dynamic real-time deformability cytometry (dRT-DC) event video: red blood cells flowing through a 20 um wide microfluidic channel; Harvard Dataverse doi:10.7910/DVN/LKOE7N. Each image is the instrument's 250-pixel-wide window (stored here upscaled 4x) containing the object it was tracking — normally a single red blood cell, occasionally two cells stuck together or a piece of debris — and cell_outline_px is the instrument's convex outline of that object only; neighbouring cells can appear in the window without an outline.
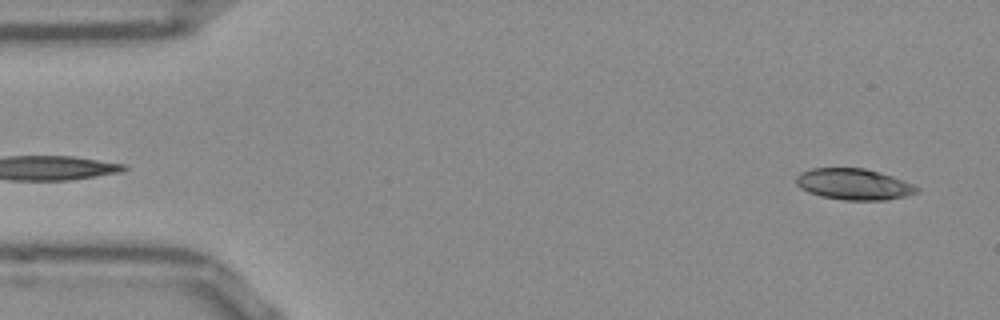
{"species": "Egyptian fruit bat (a non-hibernating species)", "species_latin": "Rousettus aegyptiacus", "temperature_condition": "room temperature", "stored_images_in_passage": 51, "camera_frame_rate_fps": 3000, "um_per_image_px": 0.085, "frame": {"image": 1, "passage_image": 2, "time_ms": 0.333, "image_size_px": [1000, 320], "cell_outline_px": [[920, 192], [888, 200], [844, 200], [820, 196], [808, 192], [800, 188], [796, 184], [796, 176], [800, 172], [812, 168], [864, 168], [892, 176], [912, 184], [920, 188]], "centroid_in_image_um": [72.55, 15.66], "position_along_channel_um": 12.4, "area_um2": 21.96}}
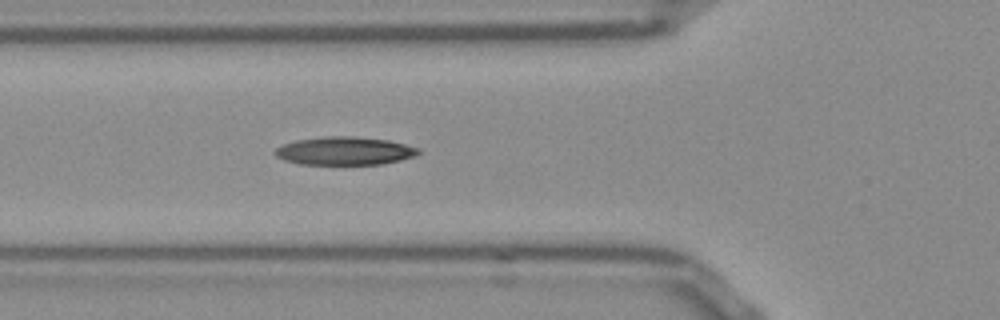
{"frame": {"image": 2, "passage_image": 17, "time_ms": 5.333, "image_size_px": [1000, 320], "cell_outline_px": [[420, 152], [416, 156], [384, 164], [300, 164], [284, 160], [276, 156], [272, 152], [276, 148], [284, 144], [296, 140], [332, 136], [352, 136], [388, 140], [420, 148]], "centroid_in_image_um": [29.3, 12.83], "position_along_channel_um": 96.5, "area_um2": 23.47}}
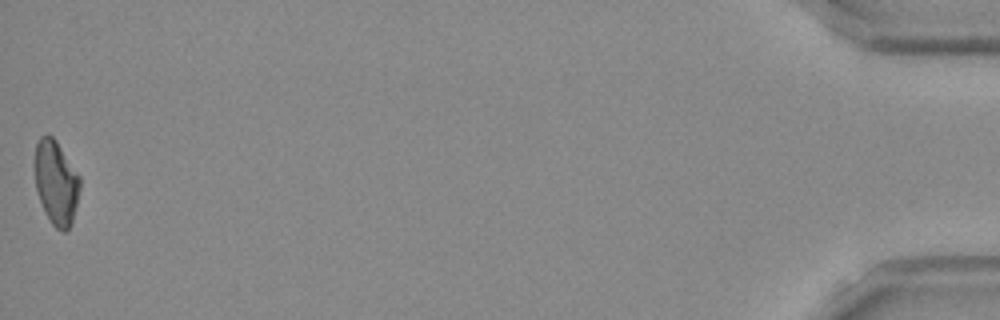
{"frame": {"image": 3, "passage_image": 51, "time_ms": 16.667, "image_size_px": [1000, 320], "cell_outline_px": [[80, 188], [72, 224], [64, 232], [56, 228], [52, 224], [44, 212], [36, 188], [36, 144], [40, 136], [48, 132], [56, 140], [80, 176]], "centroid_in_image_um": [4.78, 15.51], "position_along_channel_um": 430.4, "area_um2": 22.02}, "authors_computed_cell_mechanics": {"area_um2": 22.7154, "velocity_mm_per_s": 3.8569, "shape_relaxation_time_tau1_ms": null, "shape_relaxation_time_tau2_ms": 9.8221, "deformation_change_tau1": null, "deformation_change_tau2": 0.1971}}